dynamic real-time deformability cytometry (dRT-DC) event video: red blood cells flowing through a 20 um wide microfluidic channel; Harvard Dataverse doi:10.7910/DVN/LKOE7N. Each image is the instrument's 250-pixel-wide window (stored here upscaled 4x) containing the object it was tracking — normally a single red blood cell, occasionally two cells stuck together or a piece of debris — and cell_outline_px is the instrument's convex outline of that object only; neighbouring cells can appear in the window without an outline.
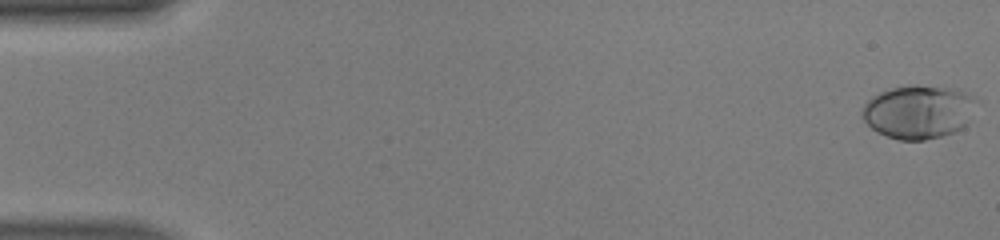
{"species": "human", "species_latin": "Homo sapiens", "temperature_condition": "warm", "stored_images_in_passage": 10, "camera_frame_rate_fps": 3000, "um_per_image_px": 0.085, "donor": {"sex": "male"}, "frame": {"image": 1, "passage_image": 1, "time_ms": 0.0, "image_size_px": [1000, 240], "cell_outline_px": [[976, 100], [968, 124], [964, 128], [940, 136], [924, 140], [900, 140], [876, 132], [864, 120], [860, 112], [864, 104], [872, 96], [880, 92], [892, 88], [912, 84], [916, 84], [956, 88], [972, 96]], "centroid_in_image_um": [78.06, 9.49], "position_along_channel_um": 6.9, "area_um2": 35.78}}